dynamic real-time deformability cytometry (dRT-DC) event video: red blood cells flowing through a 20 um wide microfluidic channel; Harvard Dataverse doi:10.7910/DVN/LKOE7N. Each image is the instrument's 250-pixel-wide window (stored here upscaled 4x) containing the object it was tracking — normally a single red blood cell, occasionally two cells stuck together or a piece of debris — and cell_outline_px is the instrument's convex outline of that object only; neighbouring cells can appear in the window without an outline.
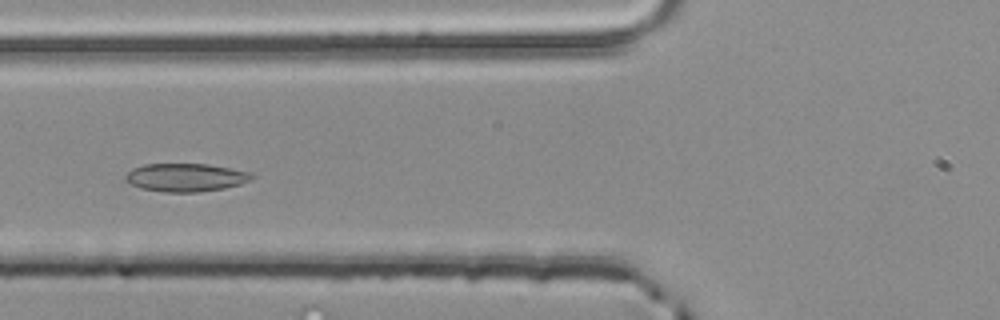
{"species": "common noctule bat (a hibernating species)", "species_latin": "Nyctalus noctula", "temperature_condition": "room temperature", "stored_images_in_passage": 3, "camera_frame_rate_fps": 3000, "um_per_image_px": 0.085, "animal": {"sex": "male", "body_mass_g": 20.4}, "frame": {"image": 1, "passage_image": 3, "time_ms": 0.667, "image_size_px": [1000, 320], "cell_outline_px": [[256, 176], [252, 180], [240, 184], [224, 188], [200, 192], [164, 192], [140, 188], [124, 180], [124, 176], [132, 168], [144, 164], [208, 164], [248, 172]], "centroid_in_image_um": [15.77, 15.09], "position_along_channel_um": 110.0, "area_um2": 20.75}}